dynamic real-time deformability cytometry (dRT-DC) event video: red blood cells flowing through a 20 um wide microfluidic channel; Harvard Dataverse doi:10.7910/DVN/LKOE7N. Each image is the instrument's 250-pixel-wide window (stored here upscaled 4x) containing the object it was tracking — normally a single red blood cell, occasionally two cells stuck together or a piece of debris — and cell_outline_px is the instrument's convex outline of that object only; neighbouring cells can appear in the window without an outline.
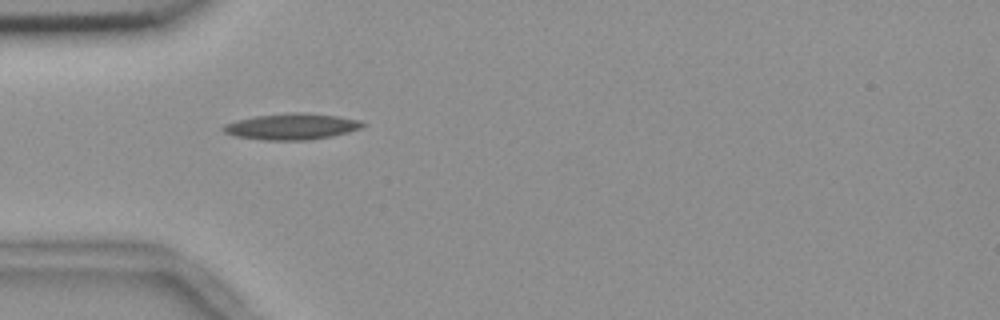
{"species": "common noctule bat (a hibernating species)", "species_latin": "Nyctalus noctula", "temperature_condition": "room temperature", "stored_images_in_passage": 39, "camera_frame_rate_fps": 3000, "um_per_image_px": 0.085, "animal": {"sex": "female", "body_mass_g": 18.4}, "frame": {"image": 1, "passage_image": 1, "time_ms": 0.0, "image_size_px": [1000, 320], "cell_outline_px": [[364, 124], [360, 128], [348, 132], [332, 136], [312, 140], [264, 140], [232, 136], [224, 132], [220, 128], [224, 124], [256, 116], [292, 112], [308, 112], [336, 116], [360, 120]], "centroid_in_image_um": [24.77, 10.76], "position_along_channel_um": 60.2, "area_um2": 21.27}}
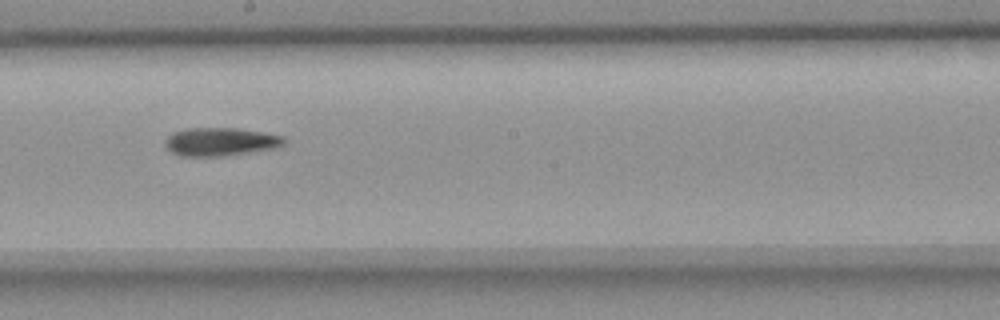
{"frame": {"image": 2, "passage_image": 15, "time_ms": 4.667, "image_size_px": [1000, 320], "cell_outline_px": [[288, 140], [284, 144], [272, 148], [220, 156], [180, 156], [172, 152], [164, 144], [164, 140], [172, 132], [188, 128], [236, 128], [264, 132], [284, 136]], "centroid_in_image_um": [18.72, 12.03], "position_along_channel_um": 229.5, "area_um2": 19.48}}
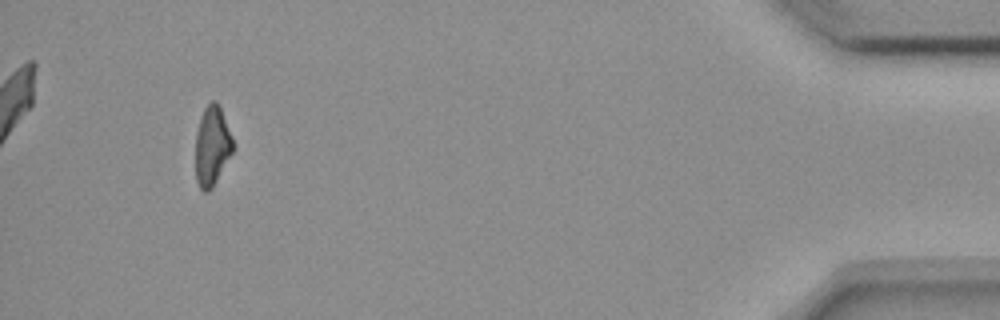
{"frame": {"image": 3, "passage_image": 36, "time_ms": 11.667, "image_size_px": [1000, 320], "cell_outline_px": [[232, 152], [212, 188], [208, 192], [204, 192], [200, 188], [196, 180], [196, 132], [200, 116], [204, 108], [212, 100], [216, 100], [220, 108], [232, 136]], "centroid_in_image_um": [18.0, 12.4], "position_along_channel_um": 417.2, "area_um2": 17.11}}